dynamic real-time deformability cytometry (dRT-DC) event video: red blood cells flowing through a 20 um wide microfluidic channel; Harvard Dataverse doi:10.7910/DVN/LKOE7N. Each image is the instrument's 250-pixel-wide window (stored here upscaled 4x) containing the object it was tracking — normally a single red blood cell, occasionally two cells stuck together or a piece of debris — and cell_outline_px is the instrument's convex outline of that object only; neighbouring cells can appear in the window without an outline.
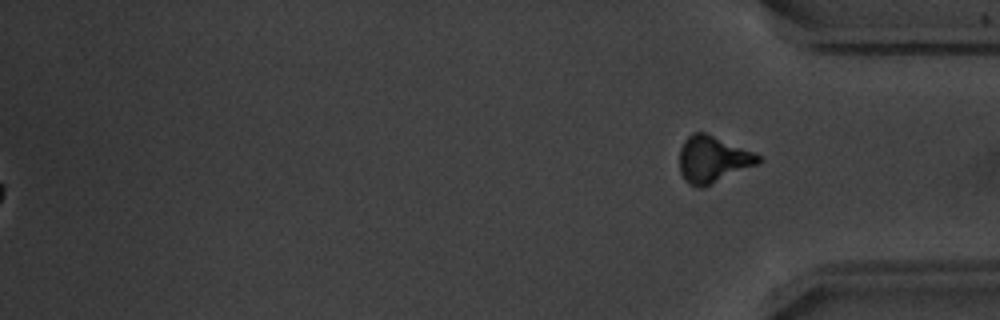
{"species": "common noctule bat (a hibernating species)", "species_latin": "Nyctalus noctula", "temperature_condition": "warm", "stored_images_in_passage": 51, "segment_of_instrument_passage": [2, 2], "camera_frame_rate_fps": 3000, "um_per_image_px": 0.085, "animal": {"sex": "male", "body_mass_g": 20.1, "forearm_length_mm": 53.5}, "frame": {"image": 1, "passage_image": 51, "time_ms": 16.667, "image_size_px": [1000, 320], "cell_outline_px": [[764, 160], [760, 164], [704, 188], [700, 188], [688, 184], [684, 180], [680, 172], [680, 148], [684, 140], [692, 132], [704, 132], [752, 152], [760, 156]], "centroid_in_image_um": [60.59, 13.58], "position_along_channel_um": 374.6, "area_um2": 21.62}}